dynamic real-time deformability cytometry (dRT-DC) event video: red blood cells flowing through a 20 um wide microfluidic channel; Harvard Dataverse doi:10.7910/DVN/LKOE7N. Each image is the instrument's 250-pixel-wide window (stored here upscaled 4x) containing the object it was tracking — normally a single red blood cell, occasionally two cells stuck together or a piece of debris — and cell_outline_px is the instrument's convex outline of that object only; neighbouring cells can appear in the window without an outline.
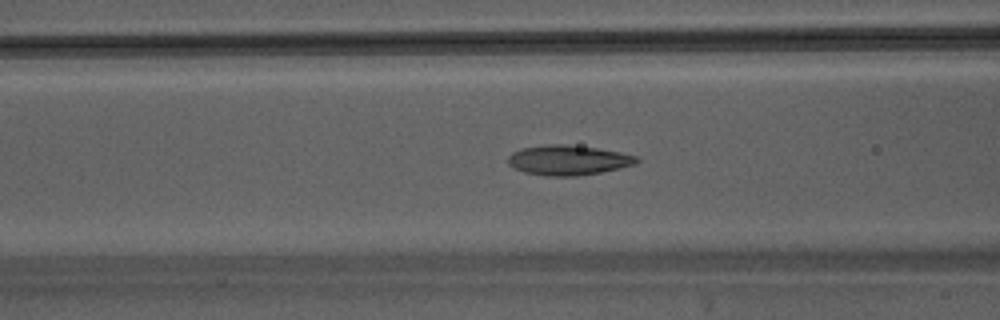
{"species": "Egyptian fruit bat (a non-hibernating species)", "species_latin": "Rousettus aegyptiacus", "temperature_condition": "warm", "stored_images_in_passage": 42, "camera_frame_rate_fps": 3000, "um_per_image_px": 0.085, "animal": {"sex": "male"}, "frame": {"image": 1, "passage_image": 14, "time_ms": 4.333, "image_size_px": [1000, 320], "cell_outline_px": [[640, 160], [636, 164], [620, 168], [600, 172], [576, 176], [544, 176], [524, 172], [508, 164], [508, 156], [512, 152], [520, 148], [552, 144], [568, 144], [596, 148], [620, 152], [636, 156]], "centroid_in_image_um": [48.29, 13.61], "position_along_channel_um": 118.3, "area_um2": 22.43}}
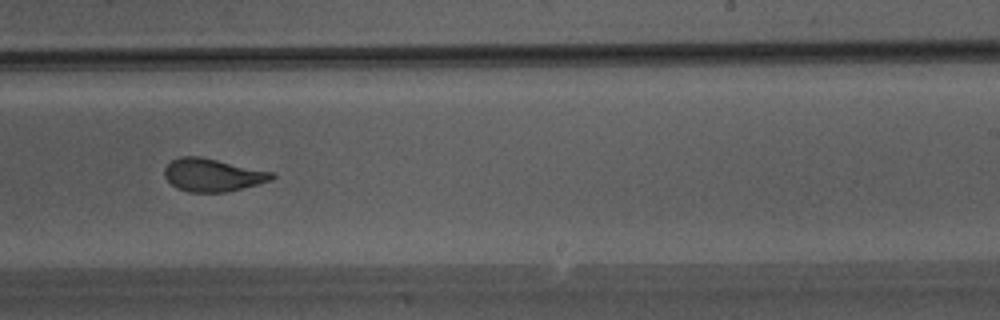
{"frame": {"image": 2, "passage_image": 24, "time_ms": 7.667, "image_size_px": [1000, 320], "cell_outline_px": [[276, 176], [272, 180], [260, 184], [228, 192], [188, 192], [176, 188], [164, 176], [164, 168], [172, 160], [180, 156], [200, 156], [272, 172]], "centroid_in_image_um": [18.07, 14.88], "position_along_channel_um": 270.9, "area_um2": 20.63}}
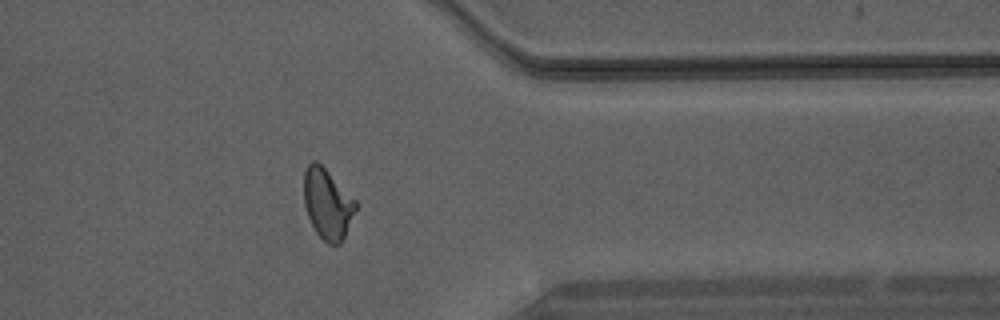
{"frame": {"image": 3, "passage_image": 32, "time_ms": 10.333, "image_size_px": [1000, 320], "cell_outline_px": [[360, 204], [340, 244], [328, 244], [316, 232], [308, 216], [304, 204], [304, 172], [308, 164], [312, 160], [316, 160]], "centroid_in_image_um": [27.85, 17.33], "position_along_channel_um": 383.5, "area_um2": 21.15}}